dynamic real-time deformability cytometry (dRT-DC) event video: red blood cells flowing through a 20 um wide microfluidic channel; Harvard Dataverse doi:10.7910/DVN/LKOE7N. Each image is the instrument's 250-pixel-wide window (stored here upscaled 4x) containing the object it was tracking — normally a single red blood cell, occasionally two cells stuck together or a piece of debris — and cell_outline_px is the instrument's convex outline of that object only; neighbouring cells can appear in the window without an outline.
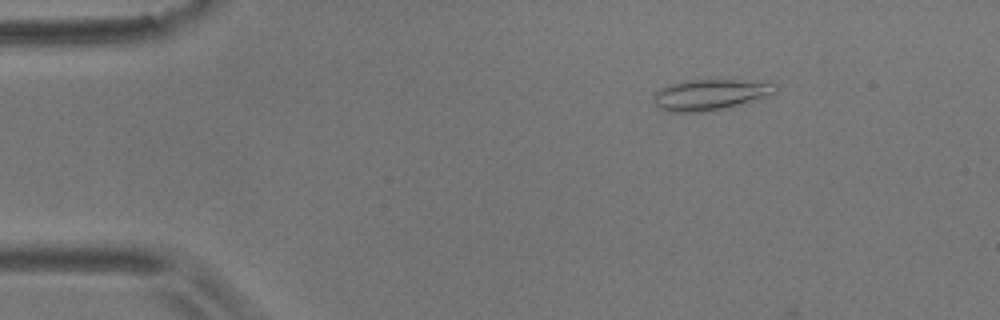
{"species": "common noctule bat (a hibernating species)", "species_latin": "Nyctalus noctula", "temperature_condition": "room temperature", "stored_images_in_passage": 7, "camera_frame_rate_fps": 3000, "um_per_image_px": 0.085, "animal": {"sex": "male", "body_mass_g": 17.9}, "frame": {"image": 1, "passage_image": 2, "time_ms": 0.333, "image_size_px": [1000, 320], "cell_outline_px": [[776, 92], [728, 108], [704, 112], [672, 112], [660, 108], [652, 100], [652, 96], [660, 88], [668, 84], [688, 80], [736, 80], [776, 84]], "centroid_in_image_um": [60.28, 8.05], "position_along_channel_um": 24.7, "area_um2": 21.62}}
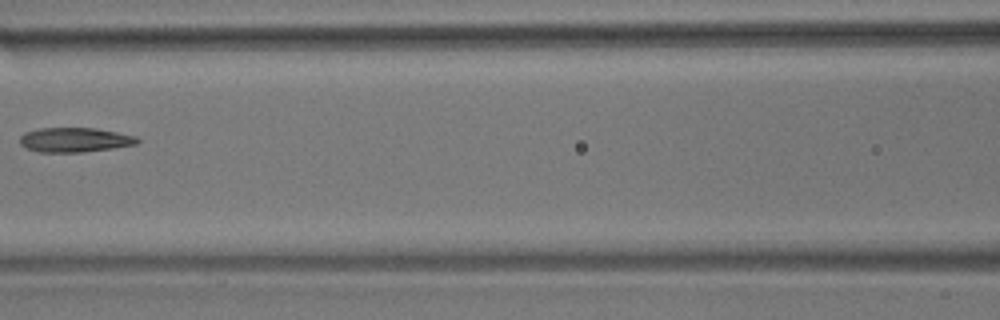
{"frame": {"image": 2, "passage_image": 6, "time_ms": 1.667, "image_size_px": [1000, 320], "cell_outline_px": [[140, 140], [136, 144], [112, 148], [80, 152], [40, 152], [24, 148], [20, 144], [20, 136], [24, 132], [40, 128], [96, 128], [136, 136]], "centroid_in_image_um": [6.31, 11.88], "position_along_channel_um": 160.3, "area_um2": 16.76}}
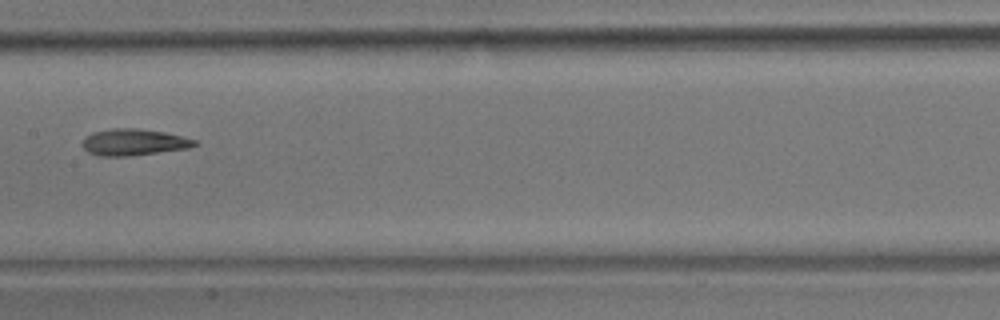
{"frame": {"image": 3, "passage_image": 7, "time_ms": 2.0, "image_size_px": [1000, 320], "cell_outline_px": [[200, 144], [188, 148], [128, 156], [100, 156], [88, 152], [80, 144], [84, 136], [92, 132], [112, 128], [136, 128], [164, 132], [196, 140]], "centroid_in_image_um": [11.32, 12.08], "position_along_channel_um": 196.1, "area_um2": 17.4}}